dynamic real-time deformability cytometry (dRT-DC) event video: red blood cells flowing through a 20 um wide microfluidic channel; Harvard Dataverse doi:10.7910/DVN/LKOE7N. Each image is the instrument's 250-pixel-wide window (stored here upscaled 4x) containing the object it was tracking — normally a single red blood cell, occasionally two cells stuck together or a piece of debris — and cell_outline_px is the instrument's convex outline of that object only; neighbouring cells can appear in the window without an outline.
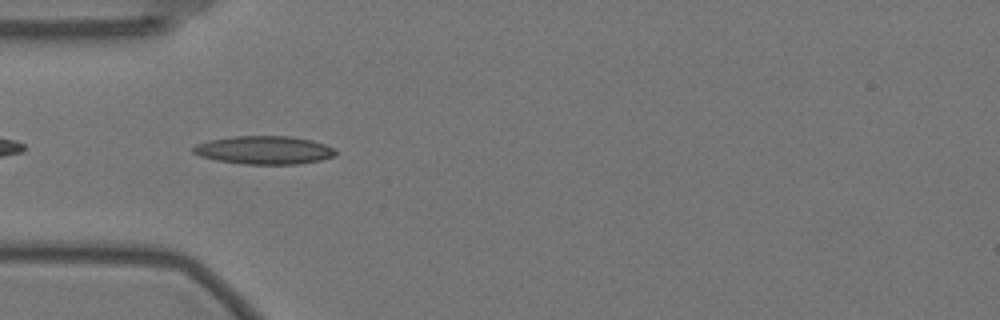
{"species": "Egyptian fruit bat (a non-hibernating species)", "species_latin": "Rousettus aegyptiacus", "temperature_condition": "warm", "stored_images_in_passage": 43, "camera_frame_rate_fps": 3000, "um_per_image_px": 0.085, "animal": {"sex": "female"}, "frame": {"image": 1, "passage_image": 3, "time_ms": 0.667, "image_size_px": [1000, 320], "cell_outline_px": [[336, 156], [320, 160], [296, 164], [244, 164], [216, 160], [200, 156], [192, 152], [192, 148], [196, 144], [208, 140], [232, 136], [288, 136], [312, 140], [336, 148]], "centroid_in_image_um": [22.45, 12.75], "position_along_channel_um": 62.6, "area_um2": 23.52}}
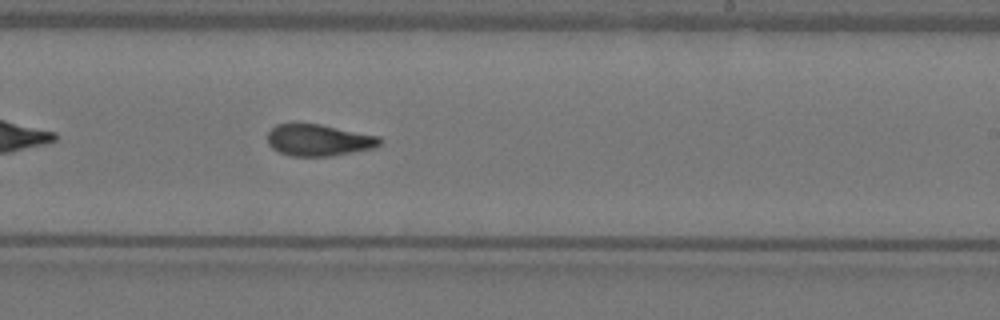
{"frame": {"image": 2, "passage_image": 20, "time_ms": 6.333, "image_size_px": [1000, 320], "cell_outline_px": [[380, 144], [372, 148], [332, 156], [292, 156], [280, 152], [272, 148], [268, 144], [268, 132], [276, 124], [320, 124], [380, 136]], "centroid_in_image_um": [27.08, 11.91], "position_along_channel_um": 261.9, "area_um2": 20.52}}
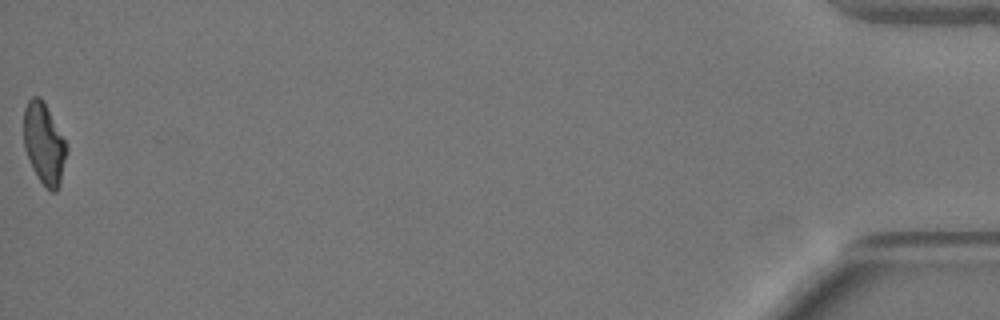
{"frame": {"image": 3, "passage_image": 43, "time_ms": 14.0, "image_size_px": [1000, 320], "cell_outline_px": [[68, 152], [60, 184], [56, 192], [52, 192], [36, 176], [32, 168], [24, 148], [24, 108], [28, 100], [32, 96], [40, 96], [44, 100], [68, 148]], "centroid_in_image_um": [3.74, 12.2], "position_along_channel_um": 431.5, "area_um2": 20.35}, "authors_computed_cell_mechanics": {"area_um2": 20.9814, "velocity_mm_per_s": 3.5309, "shape_relaxation_time_tau1_ms": null, "shape_relaxation_time_tau2_ms": 3.3236, "deformation_change_tau1": null, "deformation_change_tau2": 0.1056}}